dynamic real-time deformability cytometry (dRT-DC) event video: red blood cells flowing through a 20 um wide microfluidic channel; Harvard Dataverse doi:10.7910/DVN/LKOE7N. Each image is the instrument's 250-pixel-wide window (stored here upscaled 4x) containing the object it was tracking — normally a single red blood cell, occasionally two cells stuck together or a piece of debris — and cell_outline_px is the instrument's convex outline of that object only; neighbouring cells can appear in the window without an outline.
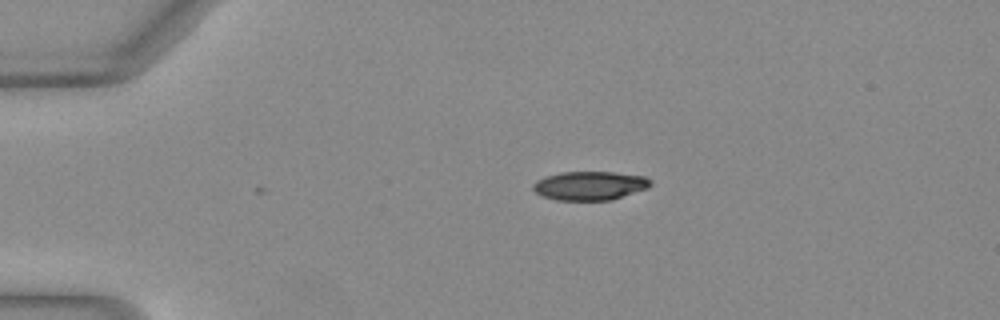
{"species": "Egyptian fruit bat (a non-hibernating species)", "species_latin": "Rousettus aegyptiacus", "temperature_condition": "warm", "stored_images_in_passage": 12, "camera_frame_rate_fps": 3000, "um_per_image_px": 0.085, "animal": {"sex": "female"}, "frame": {"image": 1, "passage_image": 12, "time_ms": 3.667, "image_size_px": [1000, 320], "cell_outline_px": [[652, 184], [648, 188], [612, 200], [556, 200], [544, 196], [536, 192], [532, 188], [532, 184], [536, 180], [544, 176], [560, 172], [612, 172], [644, 176], [652, 180]], "centroid_in_image_um": [50.13, 15.78], "position_along_channel_um": 34.9, "area_um2": 19.83}}